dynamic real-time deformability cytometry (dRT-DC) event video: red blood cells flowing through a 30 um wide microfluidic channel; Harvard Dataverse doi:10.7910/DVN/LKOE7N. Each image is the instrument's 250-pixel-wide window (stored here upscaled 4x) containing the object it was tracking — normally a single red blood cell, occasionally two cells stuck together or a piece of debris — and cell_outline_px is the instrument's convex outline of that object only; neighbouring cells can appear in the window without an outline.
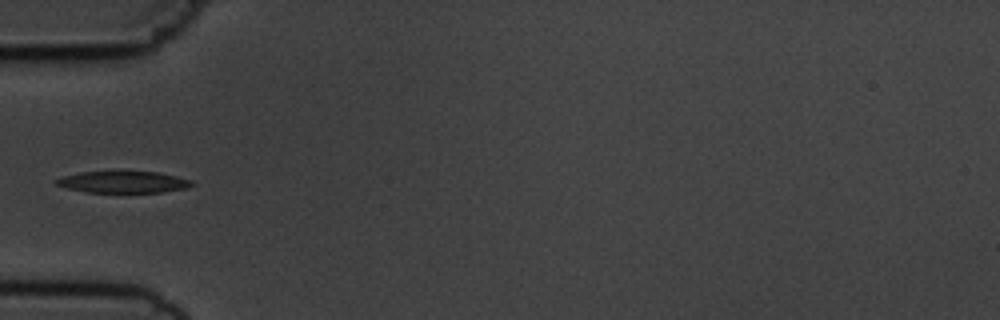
{"species": "common noctule bat (a hibernating species)", "species_latin": "Nyctalus noctula", "temperature_condition": "cold", "stored_images_in_passage": 6, "camera_frame_rate_fps": 3000, "um_per_image_px": 0.085, "animal": {"sex": "male", "body_mass_g": 19.5, "forearm_length_mm": 54.6}, "frame": {"image": 1, "passage_image": 5, "time_ms": 5.667, "image_size_px": [1000, 320], "cell_outline_px": [[196, 184], [188, 188], [160, 192], [84, 192], [68, 188], [56, 184], [52, 180], [64, 176], [80, 172], [116, 168], [156, 172], [176, 176], [192, 180]], "centroid_in_image_um": [10.46, 15.42], "position_along_channel_um": 74.5, "area_um2": 18.09}}
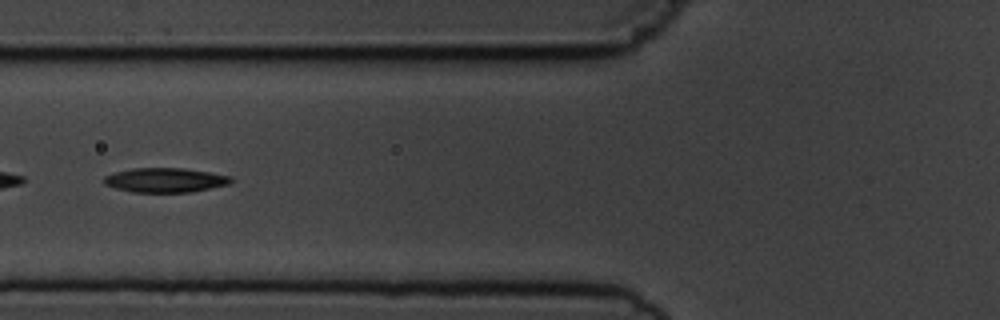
{"frame": {"image": 2, "passage_image": 6, "time_ms": 6.667, "image_size_px": [1000, 320], "cell_outline_px": [[232, 184], [192, 192], [132, 192], [116, 188], [104, 184], [104, 176], [116, 172], [132, 168], [184, 168], [232, 176]], "centroid_in_image_um": [14.08, 15.31], "position_along_channel_um": 111.7, "area_um2": 18.15}}